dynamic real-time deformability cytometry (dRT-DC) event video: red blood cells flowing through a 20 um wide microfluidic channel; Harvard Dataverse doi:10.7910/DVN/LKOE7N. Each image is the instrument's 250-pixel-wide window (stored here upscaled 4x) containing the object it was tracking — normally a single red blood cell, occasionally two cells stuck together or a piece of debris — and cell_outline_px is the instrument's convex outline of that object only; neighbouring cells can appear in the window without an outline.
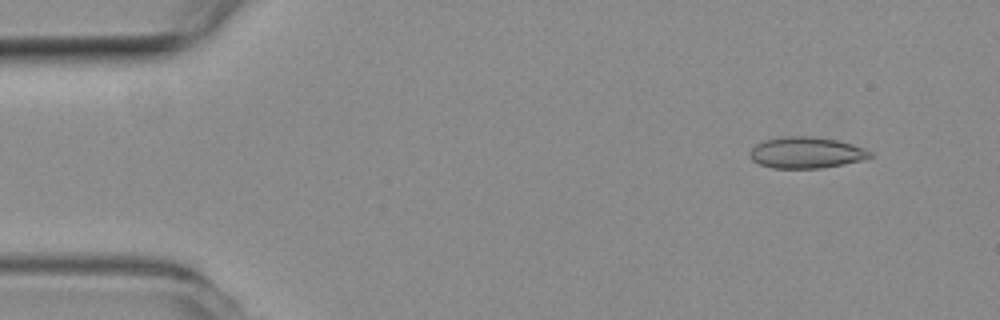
{"species": "common noctule bat (a hibernating species)", "species_latin": "Nyctalus noctula", "temperature_condition": "room temperature", "stored_images_in_passage": 56, "camera_frame_rate_fps": 3000, "um_per_image_px": 0.085, "animal": {"sex": "female", "body_mass_g": 19.3, "forearm_length_mm": 54.1}, "frame": {"image": 1, "passage_image": 5, "time_ms": 1.333, "image_size_px": [1000, 320], "cell_outline_px": [[872, 156], [860, 160], [820, 168], [772, 168], [760, 164], [752, 160], [748, 156], [748, 152], [756, 144], [764, 140], [784, 136], [808, 136], [836, 140], [852, 144], [872, 152]], "centroid_in_image_um": [68.46, 12.97], "position_along_channel_um": 16.5, "area_um2": 21.68}}
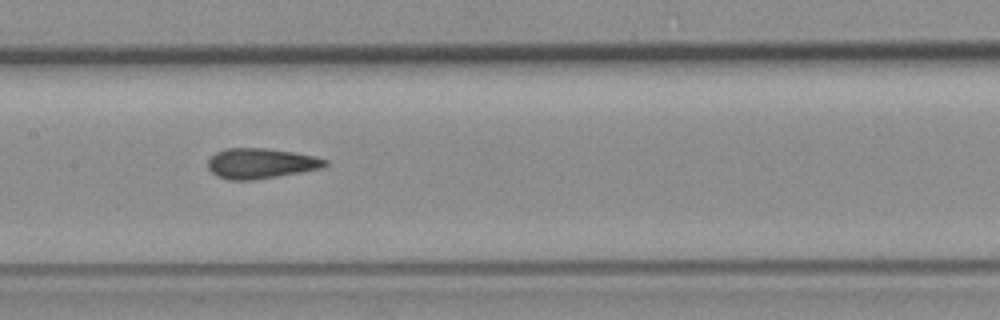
{"frame": {"image": 2, "passage_image": 27, "time_ms": 8.667, "image_size_px": [1000, 320], "cell_outline_px": [[328, 164], [324, 168], [252, 180], [228, 180], [216, 176], [208, 168], [208, 160], [216, 152], [224, 148], [264, 148], [292, 152], [312, 156], [328, 160]], "centroid_in_image_um": [22.14, 13.89], "position_along_channel_um": 185.3, "area_um2": 20.58}}
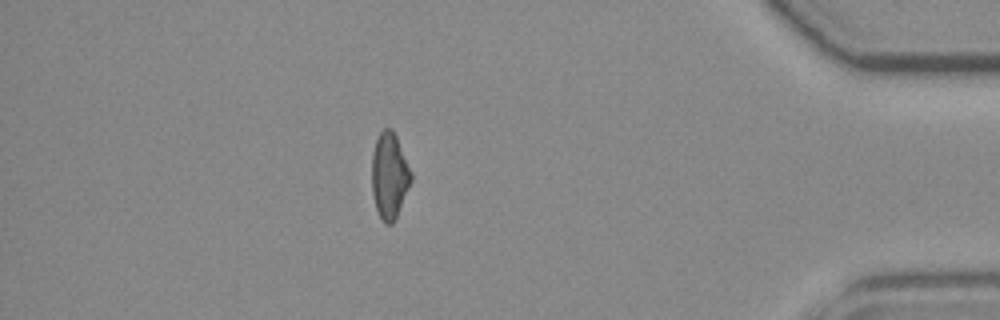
{"frame": {"image": 3, "passage_image": 49, "time_ms": 16.0, "image_size_px": [1000, 320], "cell_outline_px": [[412, 180], [396, 216], [392, 224], [384, 224], [376, 208], [372, 192], [372, 152], [376, 140], [380, 132], [384, 128], [392, 128], [396, 136], [412, 172]], "centroid_in_image_um": [33.1, 14.91], "position_along_channel_um": 402.1, "area_um2": 19.54}, "authors_computed_cell_mechanics": {"area_um2": 20.7791, "velocity_mm_per_s": 3.602, "shape_relaxation_time_tau1_ms": null, "shape_relaxation_time_tau2_ms": 1.87, "deformation_change_tau1": null, "deformation_change_tau2": 0.0805}}